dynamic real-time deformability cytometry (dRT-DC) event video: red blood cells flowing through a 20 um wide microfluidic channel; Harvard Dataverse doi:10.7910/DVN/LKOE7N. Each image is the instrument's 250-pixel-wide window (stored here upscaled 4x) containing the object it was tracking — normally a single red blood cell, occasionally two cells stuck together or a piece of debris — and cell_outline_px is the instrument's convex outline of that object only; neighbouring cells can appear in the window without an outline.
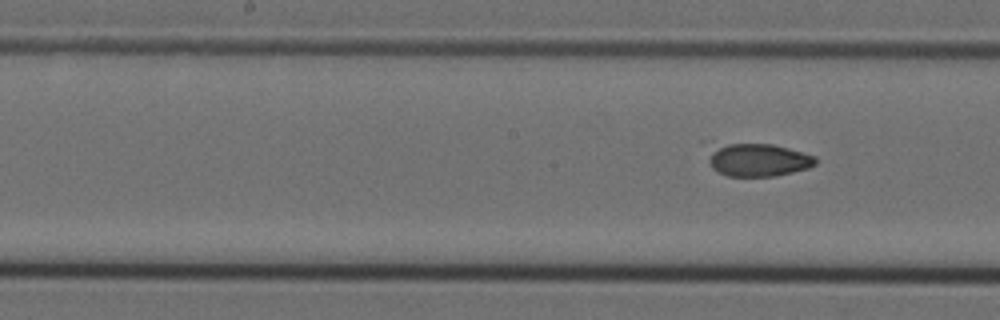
{"species": "Egyptian fruit bat (a non-hibernating species)", "species_latin": "Rousettus aegyptiacus", "temperature_condition": "cold", "stored_images_in_passage": 10, "segment_of_instrument_passage": [2, 2], "camera_frame_rate_fps": 3000, "um_per_image_px": 0.085, "animal": {"sex": "female"}, "frame": {"image": 1, "passage_image": 10, "time_ms": 3.0, "image_size_px": [1000, 320], "cell_outline_px": [[816, 164], [808, 168], [776, 176], [728, 176], [712, 168], [708, 160], [712, 152], [728, 144], [772, 144], [788, 148], [816, 156]], "centroid_in_image_um": [64.53, 13.62], "position_along_channel_um": 183.7, "area_um2": 20.0}}